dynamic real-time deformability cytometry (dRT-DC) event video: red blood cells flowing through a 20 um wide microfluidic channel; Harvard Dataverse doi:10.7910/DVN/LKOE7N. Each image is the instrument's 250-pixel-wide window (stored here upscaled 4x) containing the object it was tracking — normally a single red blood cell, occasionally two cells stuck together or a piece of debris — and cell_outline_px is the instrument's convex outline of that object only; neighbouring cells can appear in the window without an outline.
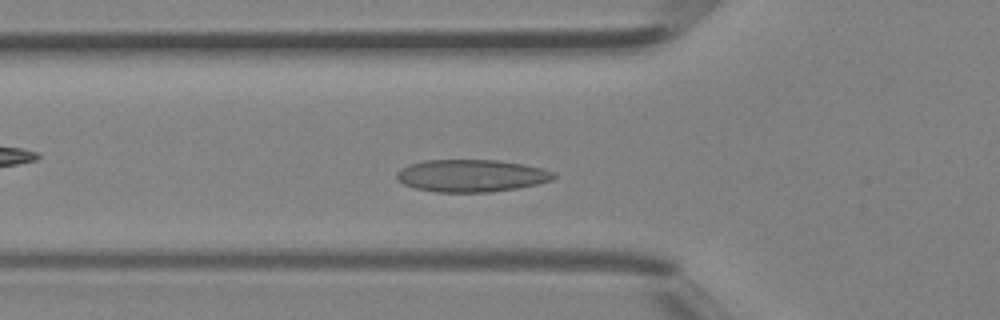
{"species": "Egyptian fruit bat (a non-hibernating species)", "species_latin": "Rousettus aegyptiacus", "temperature_condition": "room temperature", "stored_images_in_passage": 34, "camera_frame_rate_fps": 3000, "um_per_image_px": 0.085, "animal": {"sex": "female"}, "frame": {"image": 1, "passage_image": 7, "time_ms": 2.0, "image_size_px": [1000, 320], "cell_outline_px": [[556, 176], [552, 180], [536, 184], [516, 188], [488, 192], [436, 192], [416, 188], [404, 184], [396, 180], [396, 172], [400, 168], [408, 164], [424, 160], [496, 160], [524, 164], [540, 168], [552, 172]], "centroid_in_image_um": [40.0, 14.93], "position_along_channel_um": 85.8, "area_um2": 29.54}}
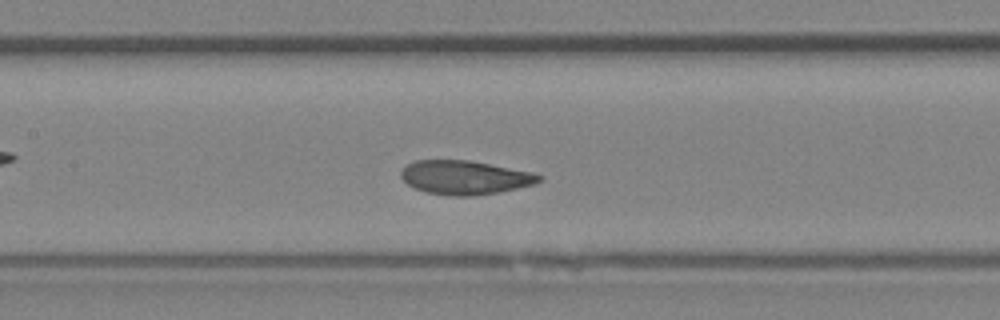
{"frame": {"image": 2, "passage_image": 12, "time_ms": 3.667, "image_size_px": [1000, 320], "cell_outline_px": [[544, 176], [540, 180], [532, 184], [500, 192], [472, 196], [448, 196], [428, 192], [416, 188], [408, 184], [400, 176], [400, 172], [408, 164], [416, 160], [468, 160], [532, 172]], "centroid_in_image_um": [39.5, 15.08], "position_along_channel_um": 167.9, "area_um2": 26.99}}
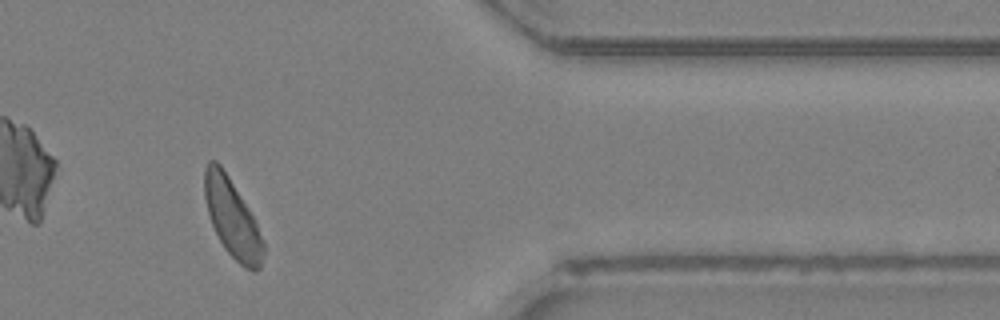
{"frame": {"image": 3, "passage_image": 27, "time_ms": 8.667, "image_size_px": [1000, 320], "cell_outline_px": [[264, 252], [260, 268], [256, 272], [252, 272], [244, 268], [224, 248], [212, 224], [208, 212], [204, 196], [204, 168], [208, 160], [216, 160], [220, 164], [228, 176], [248, 208], [256, 224], [264, 244]], "centroid_in_image_um": [19.73, 18.55], "position_along_channel_um": 391.7, "area_um2": 26.47}}